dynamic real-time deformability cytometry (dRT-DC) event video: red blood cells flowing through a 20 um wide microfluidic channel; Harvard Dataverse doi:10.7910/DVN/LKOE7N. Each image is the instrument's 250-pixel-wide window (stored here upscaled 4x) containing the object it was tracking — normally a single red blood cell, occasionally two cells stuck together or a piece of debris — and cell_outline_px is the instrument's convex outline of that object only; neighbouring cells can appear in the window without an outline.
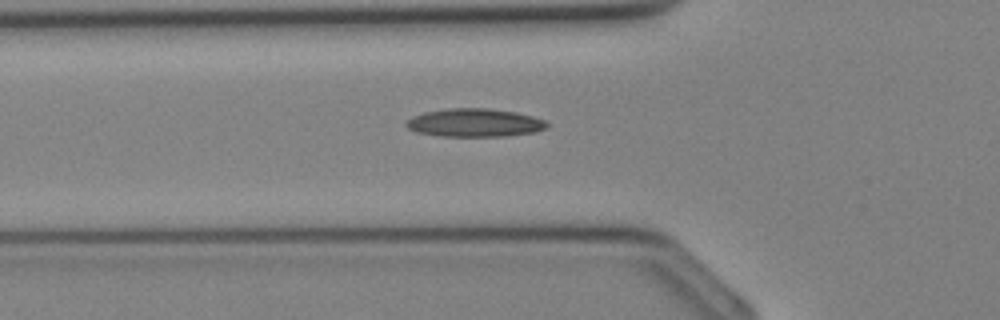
{"species": "Egyptian fruit bat (a non-hibernating species)", "species_latin": "Rousettus aegyptiacus", "temperature_condition": "cold", "stored_images_in_passage": 25, "camera_frame_rate_fps": 3000, "um_per_image_px": 0.085, "animal": {"sex": "female"}, "frame": {"image": 1, "passage_image": 6, "time_ms": 1.667, "image_size_px": [1000, 320], "cell_outline_px": [[548, 128], [536, 132], [504, 136], [440, 136], [416, 132], [408, 128], [404, 124], [412, 116], [424, 112], [448, 108], [484, 108], [516, 112], [532, 116], [544, 120], [548, 124]], "centroid_in_image_um": [40.34, 10.43], "position_along_channel_um": 85.5, "area_um2": 23.18}}
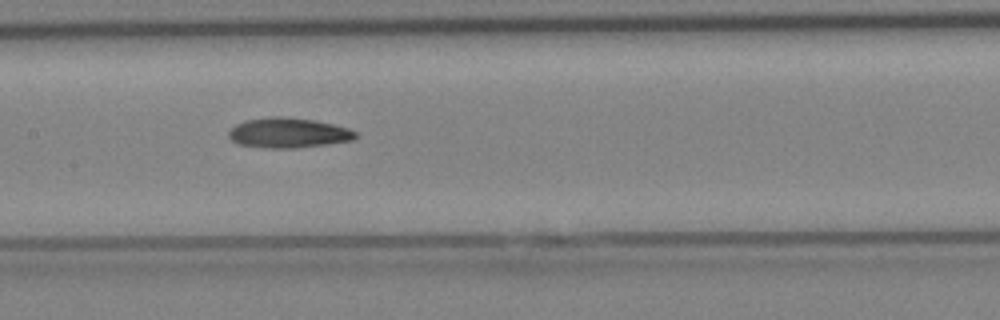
{"frame": {"image": 2, "passage_image": 11, "time_ms": 3.333, "image_size_px": [1000, 320], "cell_outline_px": [[356, 136], [352, 140], [328, 144], [292, 148], [272, 148], [236, 144], [228, 136], [228, 132], [236, 124], [244, 120], [272, 116], [284, 116], [316, 120], [348, 128], [356, 132]], "centroid_in_image_um": [24.48, 11.28], "position_along_channel_um": 182.9, "area_um2": 22.2}}
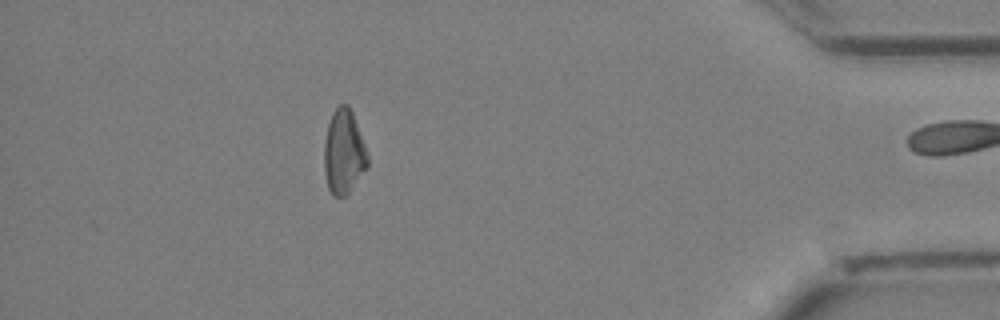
{"frame": {"image": 3, "passage_image": 25, "time_ms": 8.0, "image_size_px": [1000, 320], "cell_outline_px": [[368, 168], [348, 192], [344, 196], [332, 196], [328, 188], [324, 172], [324, 144], [328, 124], [332, 112], [340, 104], [348, 104], [352, 112], [364, 144], [368, 156]], "centroid_in_image_um": [29.21, 12.93], "position_along_channel_um": 406.0, "area_um2": 21.27}}